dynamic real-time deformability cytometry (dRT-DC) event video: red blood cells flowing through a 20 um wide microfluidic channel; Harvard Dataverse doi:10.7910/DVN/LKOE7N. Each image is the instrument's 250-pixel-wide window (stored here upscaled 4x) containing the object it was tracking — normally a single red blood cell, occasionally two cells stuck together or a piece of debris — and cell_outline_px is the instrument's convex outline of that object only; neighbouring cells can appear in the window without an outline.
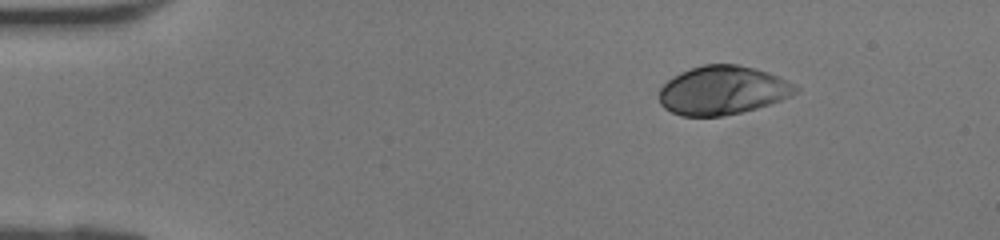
{"species": "human", "species_latin": "Homo sapiens", "temperature_condition": "room temperature", "stored_images_in_passage": 36, "camera_frame_rate_fps": 3000, "um_per_image_px": 0.085, "donor": {"sex": "female"}, "frame": {"image": 1, "passage_image": 1, "time_ms": 0.0, "image_size_px": [1000, 240], "cell_outline_px": [[800, 88], [792, 96], [756, 108], [740, 112], [720, 116], [680, 116], [664, 108], [660, 104], [660, 88], [668, 80], [680, 72], [704, 64], [736, 64], [756, 68], [768, 72], [796, 84]], "centroid_in_image_um": [61.43, 7.67], "position_along_channel_um": 23.6, "area_um2": 38.67}}
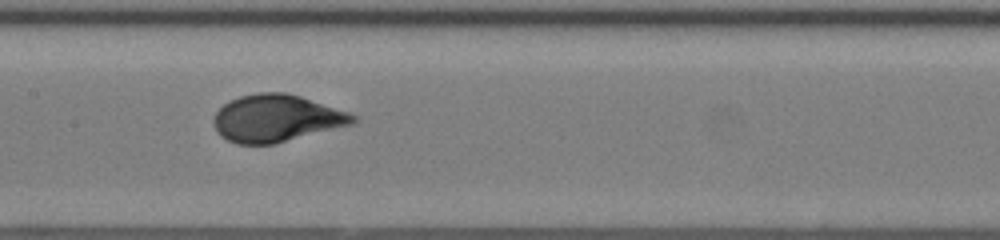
{"frame": {"image": 2, "passage_image": 16, "time_ms": 5.0, "image_size_px": [1000, 240], "cell_outline_px": [[360, 120], [352, 124], [276, 144], [236, 144], [220, 136], [216, 132], [212, 120], [216, 112], [224, 104], [240, 96], [260, 92], [284, 92], [300, 96], [348, 112], [356, 116]], "centroid_in_image_um": [23.48, 10.07], "position_along_channel_um": 183.9, "area_um2": 38.32}}
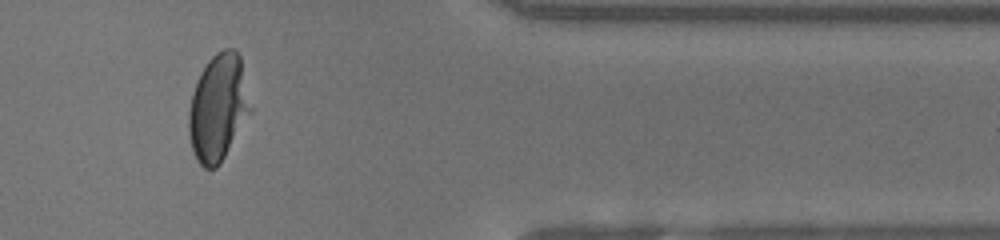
{"frame": {"image": 3, "passage_image": 30, "time_ms": 9.667, "image_size_px": [1000, 240], "cell_outline_px": [[252, 112], [220, 164], [216, 168], [204, 168], [196, 160], [192, 152], [188, 132], [188, 112], [192, 92], [200, 72], [208, 60], [216, 52], [224, 48], [232, 48], [240, 56], [252, 108]], "centroid_in_image_um": [18.54, 9.17], "position_along_channel_um": 392.9, "area_um2": 38.84}}